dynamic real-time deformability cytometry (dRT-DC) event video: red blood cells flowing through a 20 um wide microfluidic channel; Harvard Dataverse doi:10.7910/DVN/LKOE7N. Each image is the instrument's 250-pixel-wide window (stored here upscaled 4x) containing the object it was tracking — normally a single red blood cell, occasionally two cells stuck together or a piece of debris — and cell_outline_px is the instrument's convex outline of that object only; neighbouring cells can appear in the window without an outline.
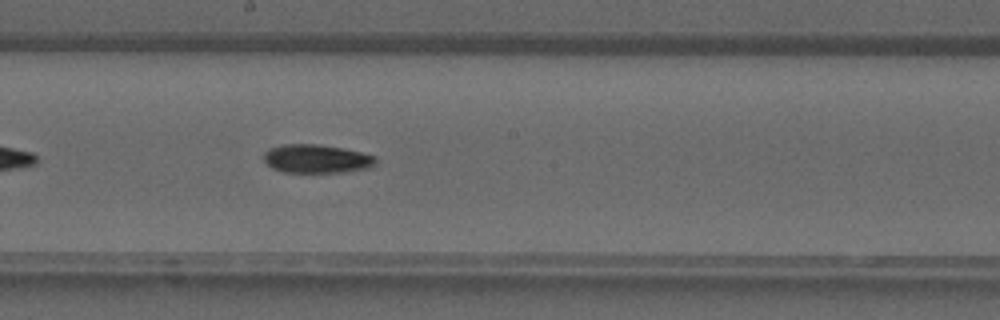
{"species": "common noctule bat (a hibernating species)", "species_latin": "Nyctalus noctula", "temperature_condition": "warm", "stored_images_in_passage": 34, "camera_frame_rate_fps": 3000, "um_per_image_px": 0.085, "animal": {"sex": "male", "forearm_length_mm": 52.5}, "frame": {"image": 1, "passage_image": 16, "time_ms": 5.0, "image_size_px": [1000, 320], "cell_outline_px": [[376, 164], [368, 168], [344, 172], [284, 172], [272, 168], [264, 160], [264, 152], [268, 148], [284, 144], [316, 144], [344, 148], [376, 156]], "centroid_in_image_um": [26.91, 13.49], "position_along_channel_um": 221.3, "area_um2": 18.67}}
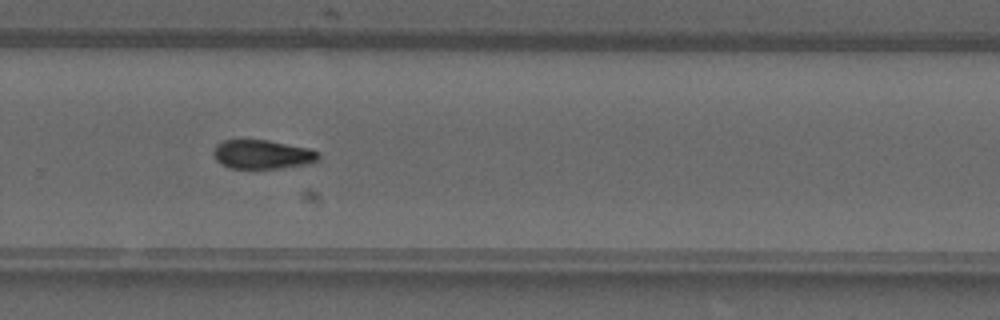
{"frame": {"image": 2, "passage_image": 21, "time_ms": 6.667, "image_size_px": [1000, 320], "cell_outline_px": [[320, 156], [316, 160], [308, 164], [284, 168], [228, 168], [220, 164], [216, 160], [212, 152], [212, 148], [216, 144], [224, 140], [268, 140], [308, 148], [320, 152]], "centroid_in_image_um": [22.27, 13.13], "position_along_channel_um": 307.5, "area_um2": 17.92}}
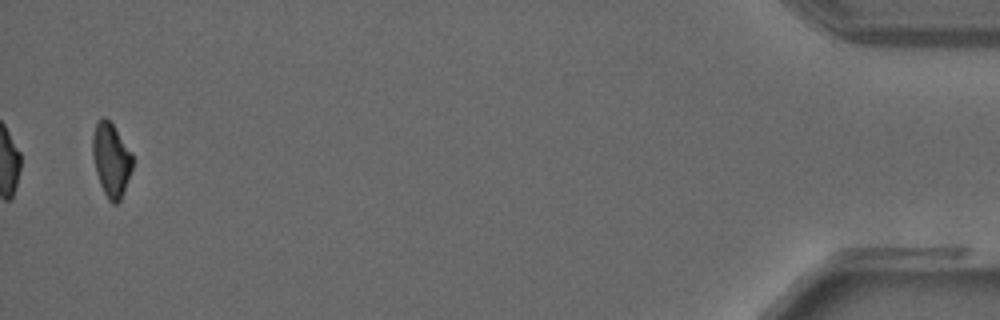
{"frame": {"image": 3, "passage_image": 33, "time_ms": 10.667, "image_size_px": [1000, 320], "cell_outline_px": [[132, 168], [124, 192], [120, 200], [116, 204], [112, 204], [108, 200], [100, 184], [96, 172], [92, 156], [92, 136], [96, 124], [104, 116], [112, 124], [132, 152]], "centroid_in_image_um": [9.44, 13.6], "position_along_channel_um": 425.8, "area_um2": 17.05}}